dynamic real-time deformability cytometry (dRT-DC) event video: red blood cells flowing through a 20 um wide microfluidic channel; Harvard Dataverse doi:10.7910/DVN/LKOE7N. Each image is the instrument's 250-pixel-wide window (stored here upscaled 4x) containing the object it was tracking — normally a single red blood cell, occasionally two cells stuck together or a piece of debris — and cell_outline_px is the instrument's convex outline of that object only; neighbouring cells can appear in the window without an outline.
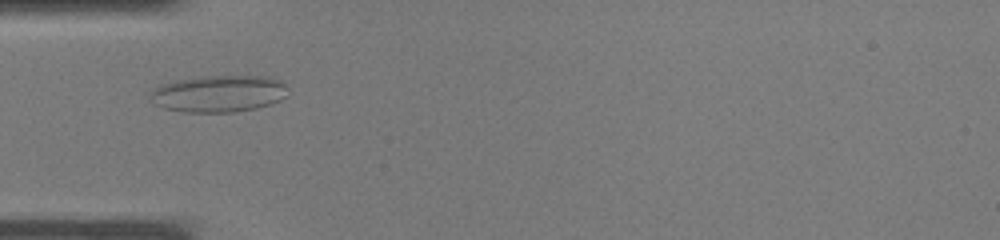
{"species": "common noctule bat (a hibernating species)", "species_latin": "Nyctalus noctula", "temperature_condition": "warm", "stored_images_in_passage": 33, "camera_frame_rate_fps": 3000, "um_per_image_px": 0.085, "animal": {"sex": "male", "body_mass_g": 19.0, "forearm_length_mm": 50.8}, "frame": {"image": 1, "passage_image": 8, "time_ms": 2.333, "image_size_px": [1000, 240], "cell_outline_px": [[288, 96], [272, 104], [256, 108], [232, 112], [184, 112], [164, 108], [156, 104], [152, 96], [152, 92], [160, 84], [176, 80], [208, 76], [268, 76], [280, 80], [288, 88]], "centroid_in_image_um": [18.67, 7.96], "position_along_channel_um": 66.3, "area_um2": 29.48}}
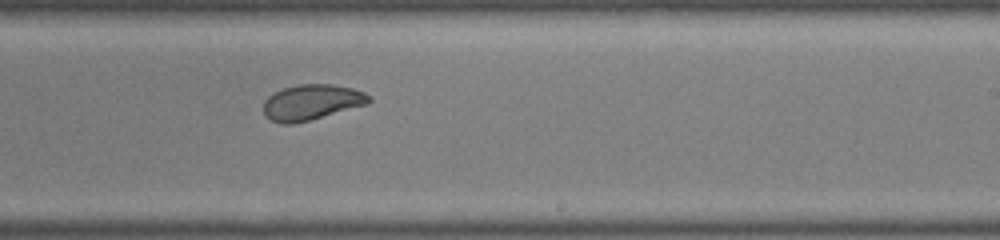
{"frame": {"image": 2, "passage_image": 19, "time_ms": 6.0, "image_size_px": [1000, 240], "cell_outline_px": [[372, 100], [368, 104], [308, 120], [292, 124], [280, 124], [272, 120], [264, 112], [264, 100], [272, 92], [284, 88], [300, 84], [332, 84], [352, 88], [364, 92], [372, 96]], "centroid_in_image_um": [26.5, 8.68], "position_along_channel_um": 262.5, "area_um2": 21.73}}
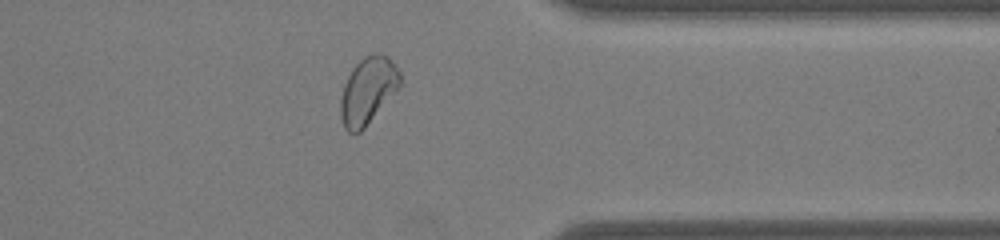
{"frame": {"image": 3, "passage_image": 26, "time_ms": 8.333, "image_size_px": [1000, 240], "cell_outline_px": [[400, 88], [364, 128], [360, 132], [348, 132], [344, 128], [340, 116], [340, 100], [344, 84], [352, 68], [364, 56], [376, 52], [388, 56], [400, 72]], "centroid_in_image_um": [31.27, 7.7], "position_along_channel_um": 380.1, "area_um2": 23.24}}